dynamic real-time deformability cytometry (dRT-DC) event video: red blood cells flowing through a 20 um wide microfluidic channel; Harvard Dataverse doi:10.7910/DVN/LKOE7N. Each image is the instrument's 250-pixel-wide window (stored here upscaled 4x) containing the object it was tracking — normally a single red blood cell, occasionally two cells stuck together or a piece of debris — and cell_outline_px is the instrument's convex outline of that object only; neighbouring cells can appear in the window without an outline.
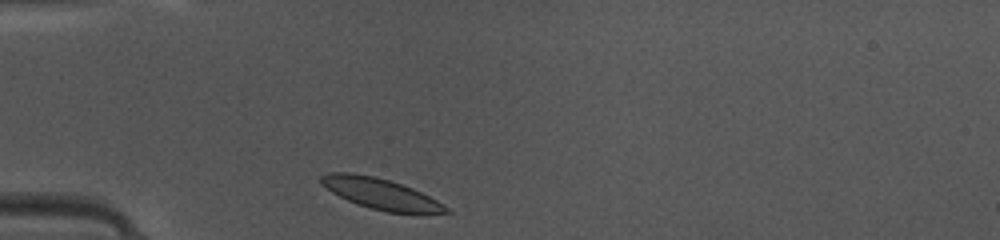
{"species": "common noctule bat (a hibernating species)", "species_latin": "Nyctalus noctula", "temperature_condition": "warm", "stored_images_in_passage": 35, "camera_frame_rate_fps": 3000, "um_per_image_px": 0.085, "animal": {"sex": "female", "body_mass_g": 10.0, "forearm_length_mm": 53.1}, "frame": {"image": 1, "passage_image": 1, "time_ms": 0.0, "image_size_px": [1000, 240], "cell_outline_px": [[452, 212], [420, 216], [388, 212], [372, 208], [348, 200], [332, 192], [320, 184], [320, 176], [328, 172], [352, 172], [372, 176], [388, 180], [412, 188], [444, 204]], "centroid_in_image_um": [32.42, 16.5], "position_along_channel_um": 52.6, "area_um2": 22.72}}
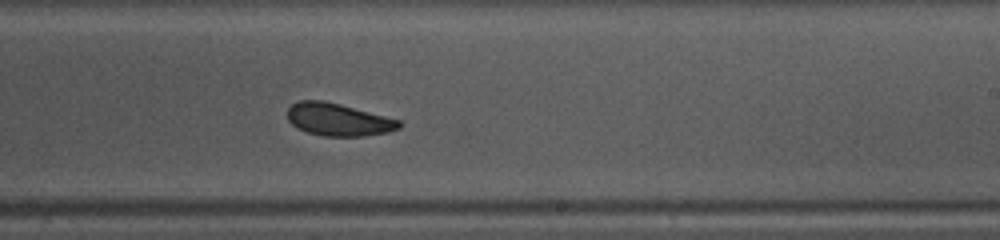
{"frame": {"image": 2, "passage_image": 17, "time_ms": 5.333, "image_size_px": [1000, 240], "cell_outline_px": [[404, 124], [400, 128], [388, 132], [364, 136], [324, 136], [308, 132], [296, 128], [288, 120], [288, 108], [292, 104], [300, 100], [324, 100], [340, 104], [400, 120]], "centroid_in_image_um": [28.76, 10.16], "position_along_channel_um": 260.2, "area_um2": 21.21}}
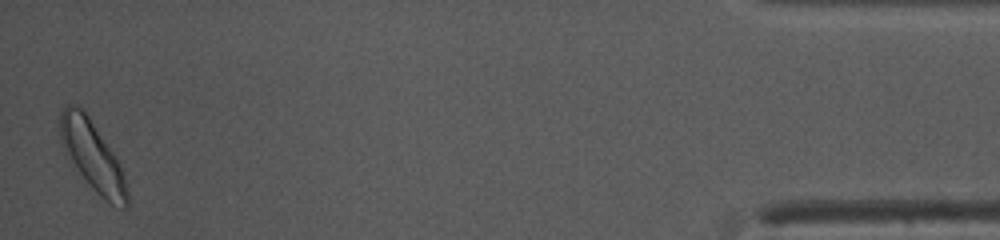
{"frame": {"image": 3, "passage_image": 35, "time_ms": 11.333, "image_size_px": [1000, 240], "cell_outline_px": [[128, 208], [124, 208], [108, 204], [68, 164], [60, 144], [60, 112], [68, 104], [72, 104], [80, 108], [88, 116], [120, 164], [124, 176], [128, 196]], "centroid_in_image_um": [7.81, 13.31], "position_along_channel_um": 427.4, "area_um2": 27.4}, "authors_computed_cell_mechanics": {"area_um2": 22.0796, "velocity_mm_per_s": 4.1146, "shape_relaxation_time_tau1_ms": 2.3014, "shape_relaxation_time_tau2_ms": 4.9106, "deformation_change_tau1": 0.0861, "deformation_change_tau2": 0.0911}}